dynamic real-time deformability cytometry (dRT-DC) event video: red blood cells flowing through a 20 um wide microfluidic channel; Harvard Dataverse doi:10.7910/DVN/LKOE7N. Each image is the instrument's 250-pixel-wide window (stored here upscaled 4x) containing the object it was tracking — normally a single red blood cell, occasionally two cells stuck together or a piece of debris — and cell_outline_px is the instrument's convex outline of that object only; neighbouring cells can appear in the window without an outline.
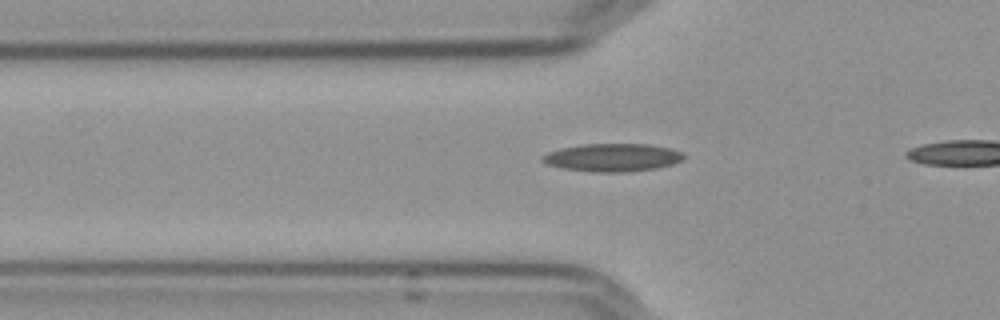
{"species": "Egyptian fruit bat (a non-hibernating species)", "species_latin": "Rousettus aegyptiacus", "temperature_condition": "cold", "stored_images_in_passage": 6, "camera_frame_rate_fps": 3000, "um_per_image_px": 0.085, "frame": {"image": 1, "passage_image": 3, "time_ms": 0.667, "image_size_px": [1000, 320], "cell_outline_px": [[688, 156], [684, 160], [672, 164], [656, 168], [624, 172], [592, 172], [560, 168], [548, 164], [540, 160], [540, 156], [548, 152], [560, 148], [580, 144], [648, 144], [668, 148], [684, 152]], "centroid_in_image_um": [52.06, 13.38], "position_along_channel_um": 73.7, "area_um2": 23.29}}